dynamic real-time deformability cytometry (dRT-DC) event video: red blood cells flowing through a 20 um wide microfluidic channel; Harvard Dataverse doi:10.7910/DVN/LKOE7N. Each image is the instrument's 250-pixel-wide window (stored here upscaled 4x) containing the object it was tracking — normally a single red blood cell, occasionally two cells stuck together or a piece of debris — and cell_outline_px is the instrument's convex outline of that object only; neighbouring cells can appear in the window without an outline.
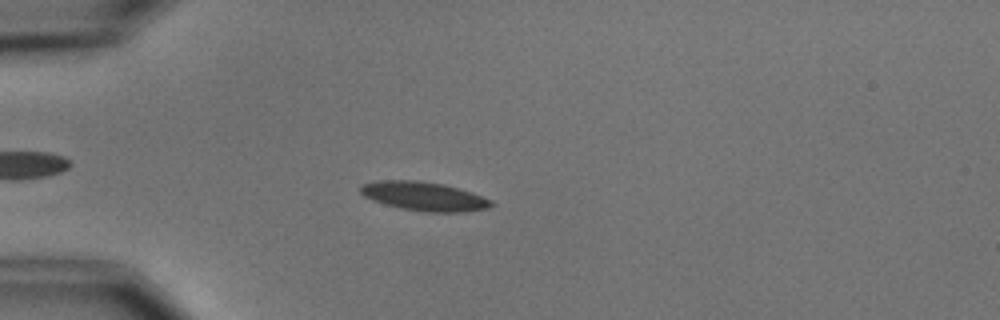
{"species": "common noctule bat (a hibernating species)", "species_latin": "Nyctalus noctula", "temperature_condition": "cold", "stored_images_in_passage": 5, "camera_frame_rate_fps": 3000, "um_per_image_px": 0.085, "animal": {"sex": "male", "body_mass_g": 15.6}, "frame": {"image": 1, "passage_image": 5, "time_ms": 4.667, "image_size_px": [1000, 320], "cell_outline_px": [[496, 204], [488, 208], [464, 212], [424, 212], [400, 208], [384, 204], [372, 200], [364, 196], [360, 192], [360, 184], [380, 180], [416, 180], [444, 184], [472, 192], [492, 200]], "centroid_in_image_um": [36.05, 16.68], "position_along_channel_um": 49.0, "area_um2": 22.25}}